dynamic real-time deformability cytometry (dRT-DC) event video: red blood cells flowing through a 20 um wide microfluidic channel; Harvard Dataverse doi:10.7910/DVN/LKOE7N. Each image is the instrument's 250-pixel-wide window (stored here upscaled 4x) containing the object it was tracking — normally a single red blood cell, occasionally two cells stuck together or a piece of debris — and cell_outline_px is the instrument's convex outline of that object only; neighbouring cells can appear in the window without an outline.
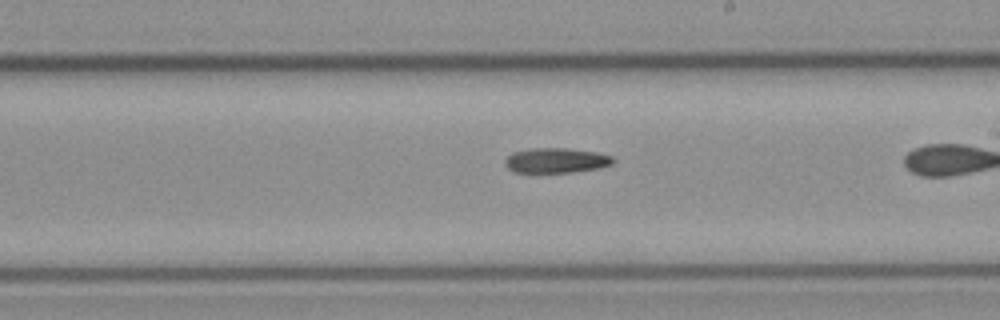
{"species": "common noctule bat (a hibernating species)", "species_latin": "Nyctalus noctula", "temperature_condition": "cold", "stored_images_in_passage": 24, "camera_frame_rate_fps": 3000, "um_per_image_px": 0.085, "animal": {"sex": "female", "body_mass_g": 21.9}, "frame": {"image": 1, "passage_image": 14, "time_ms": 4.333, "image_size_px": [1000, 320], "cell_outline_px": [[616, 160], [612, 164], [600, 168], [572, 172], [536, 176], [512, 172], [504, 164], [504, 160], [512, 152], [532, 148], [564, 148], [596, 152], [612, 156]], "centroid_in_image_um": [47.19, 13.69], "position_along_channel_um": 241.8, "area_um2": 16.65}}
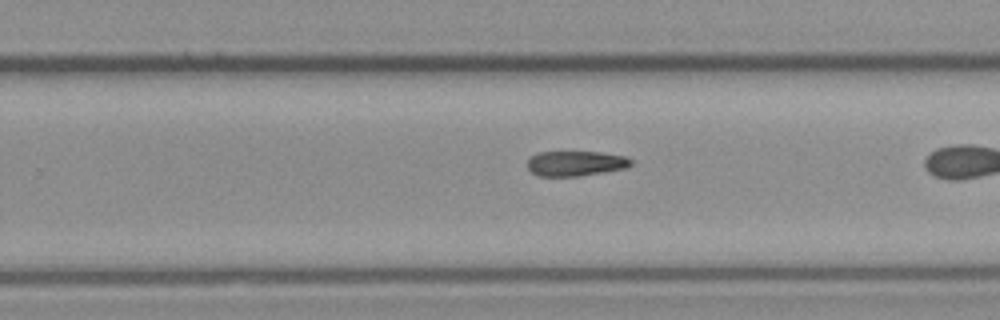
{"frame": {"image": 2, "passage_image": 17, "time_ms": 5.333, "image_size_px": [1000, 320], "cell_outline_px": [[632, 164], [628, 168], [580, 176], [536, 176], [528, 168], [528, 156], [540, 152], [600, 152], [624, 156], [632, 160]], "centroid_in_image_um": [48.92, 13.89], "position_along_channel_um": 280.9, "area_um2": 15.26}}